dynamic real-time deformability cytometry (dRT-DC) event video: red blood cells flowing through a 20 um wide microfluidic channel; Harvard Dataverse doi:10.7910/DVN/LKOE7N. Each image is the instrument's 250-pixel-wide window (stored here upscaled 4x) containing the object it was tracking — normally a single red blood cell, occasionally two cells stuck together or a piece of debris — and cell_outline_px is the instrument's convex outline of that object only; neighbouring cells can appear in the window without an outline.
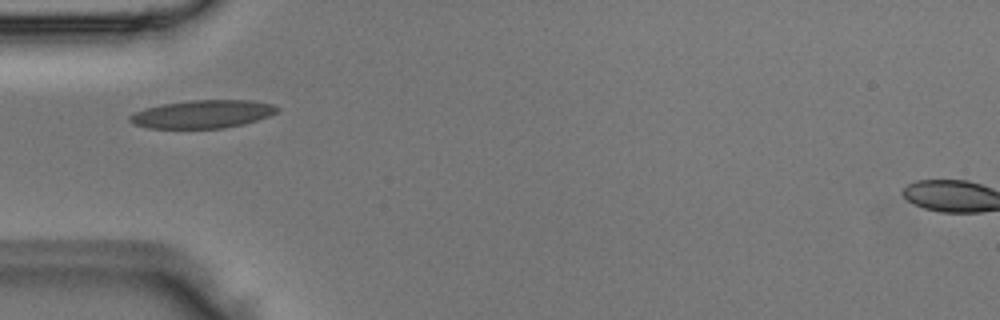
{"species": "Egyptian fruit bat (a non-hibernating species)", "species_latin": "Rousettus aegyptiacus", "temperature_condition": "room temperature", "stored_images_in_passage": 4, "camera_frame_rate_fps": 3000, "um_per_image_px": 0.085, "animal": {"sex": "male"}, "frame": {"image": 1, "passage_image": 3, "time_ms": 0.667, "image_size_px": [1000, 320], "cell_outline_px": [[280, 108], [276, 112], [268, 116], [244, 124], [224, 128], [148, 128], [132, 124], [128, 120], [128, 116], [144, 108], [160, 104], [192, 100], [252, 100], [272, 104]], "centroid_in_image_um": [17.18, 9.7], "position_along_channel_um": 67.8, "area_um2": 24.16}}